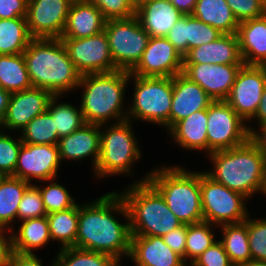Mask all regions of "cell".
Here are the masks:
<instances>
[{"instance_id":"2","label":"cell","mask_w":266,"mask_h":266,"mask_svg":"<svg viewBox=\"0 0 266 266\" xmlns=\"http://www.w3.org/2000/svg\"><path fill=\"white\" fill-rule=\"evenodd\" d=\"M213 170L205 171L214 181L248 199L255 193L266 197V157L249 138L234 148L208 155Z\"/></svg>"},{"instance_id":"20","label":"cell","mask_w":266,"mask_h":266,"mask_svg":"<svg viewBox=\"0 0 266 266\" xmlns=\"http://www.w3.org/2000/svg\"><path fill=\"white\" fill-rule=\"evenodd\" d=\"M105 125L85 123L71 134L61 137L57 144L60 160L77 162L90 157L92 168L95 169L100 154V130Z\"/></svg>"},{"instance_id":"55","label":"cell","mask_w":266,"mask_h":266,"mask_svg":"<svg viewBox=\"0 0 266 266\" xmlns=\"http://www.w3.org/2000/svg\"><path fill=\"white\" fill-rule=\"evenodd\" d=\"M239 266H266V261L250 260V261L243 263Z\"/></svg>"},{"instance_id":"47","label":"cell","mask_w":266,"mask_h":266,"mask_svg":"<svg viewBox=\"0 0 266 266\" xmlns=\"http://www.w3.org/2000/svg\"><path fill=\"white\" fill-rule=\"evenodd\" d=\"M166 243L175 253L180 255L185 262V247L187 238V224L173 229L171 232L162 236Z\"/></svg>"},{"instance_id":"7","label":"cell","mask_w":266,"mask_h":266,"mask_svg":"<svg viewBox=\"0 0 266 266\" xmlns=\"http://www.w3.org/2000/svg\"><path fill=\"white\" fill-rule=\"evenodd\" d=\"M100 130V154L94 176L99 178L130 174L133 163L140 160L142 153L132 131V121L114 122ZM108 127V128H107Z\"/></svg>"},{"instance_id":"1","label":"cell","mask_w":266,"mask_h":266,"mask_svg":"<svg viewBox=\"0 0 266 266\" xmlns=\"http://www.w3.org/2000/svg\"><path fill=\"white\" fill-rule=\"evenodd\" d=\"M127 222L121 223L115 213ZM130 219L119 192H109L94 201L79 204L78 233L75 248L108 254L120 263L131 250Z\"/></svg>"},{"instance_id":"10","label":"cell","mask_w":266,"mask_h":266,"mask_svg":"<svg viewBox=\"0 0 266 266\" xmlns=\"http://www.w3.org/2000/svg\"><path fill=\"white\" fill-rule=\"evenodd\" d=\"M107 35L114 65L118 70L131 71L140 61L150 35L136 15L126 19L106 20Z\"/></svg>"},{"instance_id":"42","label":"cell","mask_w":266,"mask_h":266,"mask_svg":"<svg viewBox=\"0 0 266 266\" xmlns=\"http://www.w3.org/2000/svg\"><path fill=\"white\" fill-rule=\"evenodd\" d=\"M22 145L21 137H11L3 129H0V171L13 175L17 164V158Z\"/></svg>"},{"instance_id":"26","label":"cell","mask_w":266,"mask_h":266,"mask_svg":"<svg viewBox=\"0 0 266 266\" xmlns=\"http://www.w3.org/2000/svg\"><path fill=\"white\" fill-rule=\"evenodd\" d=\"M207 122V109L199 110L177 122L168 133L180 148L190 151L205 150L206 152Z\"/></svg>"},{"instance_id":"24","label":"cell","mask_w":266,"mask_h":266,"mask_svg":"<svg viewBox=\"0 0 266 266\" xmlns=\"http://www.w3.org/2000/svg\"><path fill=\"white\" fill-rule=\"evenodd\" d=\"M237 36L244 65L266 66V14L240 22Z\"/></svg>"},{"instance_id":"36","label":"cell","mask_w":266,"mask_h":266,"mask_svg":"<svg viewBox=\"0 0 266 266\" xmlns=\"http://www.w3.org/2000/svg\"><path fill=\"white\" fill-rule=\"evenodd\" d=\"M216 225L202 221L187 225V238L185 247V264L189 266L216 240L213 233ZM215 234V235H214ZM190 261L187 263V260Z\"/></svg>"},{"instance_id":"40","label":"cell","mask_w":266,"mask_h":266,"mask_svg":"<svg viewBox=\"0 0 266 266\" xmlns=\"http://www.w3.org/2000/svg\"><path fill=\"white\" fill-rule=\"evenodd\" d=\"M47 212L44 208L42 195L37 185L30 184L24 191L17 212V219L24 221L32 218L44 217Z\"/></svg>"},{"instance_id":"58","label":"cell","mask_w":266,"mask_h":266,"mask_svg":"<svg viewBox=\"0 0 266 266\" xmlns=\"http://www.w3.org/2000/svg\"><path fill=\"white\" fill-rule=\"evenodd\" d=\"M136 4L139 2V1H141V0H133Z\"/></svg>"},{"instance_id":"41","label":"cell","mask_w":266,"mask_h":266,"mask_svg":"<svg viewBox=\"0 0 266 266\" xmlns=\"http://www.w3.org/2000/svg\"><path fill=\"white\" fill-rule=\"evenodd\" d=\"M247 218L249 249L252 260L266 261V218Z\"/></svg>"},{"instance_id":"46","label":"cell","mask_w":266,"mask_h":266,"mask_svg":"<svg viewBox=\"0 0 266 266\" xmlns=\"http://www.w3.org/2000/svg\"><path fill=\"white\" fill-rule=\"evenodd\" d=\"M184 57L187 54L186 15H183L165 36Z\"/></svg>"},{"instance_id":"13","label":"cell","mask_w":266,"mask_h":266,"mask_svg":"<svg viewBox=\"0 0 266 266\" xmlns=\"http://www.w3.org/2000/svg\"><path fill=\"white\" fill-rule=\"evenodd\" d=\"M266 86V66L243 65L225 100L245 121L254 118Z\"/></svg>"},{"instance_id":"49","label":"cell","mask_w":266,"mask_h":266,"mask_svg":"<svg viewBox=\"0 0 266 266\" xmlns=\"http://www.w3.org/2000/svg\"><path fill=\"white\" fill-rule=\"evenodd\" d=\"M9 233L7 237L6 233ZM14 253L11 231L0 228V266H8Z\"/></svg>"},{"instance_id":"18","label":"cell","mask_w":266,"mask_h":266,"mask_svg":"<svg viewBox=\"0 0 266 266\" xmlns=\"http://www.w3.org/2000/svg\"><path fill=\"white\" fill-rule=\"evenodd\" d=\"M244 64H183L182 73L201 86L213 101L226 100Z\"/></svg>"},{"instance_id":"17","label":"cell","mask_w":266,"mask_h":266,"mask_svg":"<svg viewBox=\"0 0 266 266\" xmlns=\"http://www.w3.org/2000/svg\"><path fill=\"white\" fill-rule=\"evenodd\" d=\"M53 96L50 91L37 87L12 93L0 129L22 131L37 115L47 111Z\"/></svg>"},{"instance_id":"35","label":"cell","mask_w":266,"mask_h":266,"mask_svg":"<svg viewBox=\"0 0 266 266\" xmlns=\"http://www.w3.org/2000/svg\"><path fill=\"white\" fill-rule=\"evenodd\" d=\"M54 260L56 266H118L120 263L108 254L75 247L60 249Z\"/></svg>"},{"instance_id":"21","label":"cell","mask_w":266,"mask_h":266,"mask_svg":"<svg viewBox=\"0 0 266 266\" xmlns=\"http://www.w3.org/2000/svg\"><path fill=\"white\" fill-rule=\"evenodd\" d=\"M129 258L136 266H188L160 236H132Z\"/></svg>"},{"instance_id":"28","label":"cell","mask_w":266,"mask_h":266,"mask_svg":"<svg viewBox=\"0 0 266 266\" xmlns=\"http://www.w3.org/2000/svg\"><path fill=\"white\" fill-rule=\"evenodd\" d=\"M18 231L11 230L14 252L31 253L50 242L47 217H38L21 221Z\"/></svg>"},{"instance_id":"57","label":"cell","mask_w":266,"mask_h":266,"mask_svg":"<svg viewBox=\"0 0 266 266\" xmlns=\"http://www.w3.org/2000/svg\"><path fill=\"white\" fill-rule=\"evenodd\" d=\"M72 3L74 2H88V0H70Z\"/></svg>"},{"instance_id":"29","label":"cell","mask_w":266,"mask_h":266,"mask_svg":"<svg viewBox=\"0 0 266 266\" xmlns=\"http://www.w3.org/2000/svg\"><path fill=\"white\" fill-rule=\"evenodd\" d=\"M29 182L8 175L0 185V228L12 230L10 227L17 220V212L24 191Z\"/></svg>"},{"instance_id":"16","label":"cell","mask_w":266,"mask_h":266,"mask_svg":"<svg viewBox=\"0 0 266 266\" xmlns=\"http://www.w3.org/2000/svg\"><path fill=\"white\" fill-rule=\"evenodd\" d=\"M70 0H28L26 22L33 38H61Z\"/></svg>"},{"instance_id":"31","label":"cell","mask_w":266,"mask_h":266,"mask_svg":"<svg viewBox=\"0 0 266 266\" xmlns=\"http://www.w3.org/2000/svg\"><path fill=\"white\" fill-rule=\"evenodd\" d=\"M0 87L11 93L33 87L23 53L0 55Z\"/></svg>"},{"instance_id":"23","label":"cell","mask_w":266,"mask_h":266,"mask_svg":"<svg viewBox=\"0 0 266 266\" xmlns=\"http://www.w3.org/2000/svg\"><path fill=\"white\" fill-rule=\"evenodd\" d=\"M182 14L168 0H141L136 16L150 37H165Z\"/></svg>"},{"instance_id":"32","label":"cell","mask_w":266,"mask_h":266,"mask_svg":"<svg viewBox=\"0 0 266 266\" xmlns=\"http://www.w3.org/2000/svg\"><path fill=\"white\" fill-rule=\"evenodd\" d=\"M32 39L26 18L0 19V55L21 54Z\"/></svg>"},{"instance_id":"11","label":"cell","mask_w":266,"mask_h":266,"mask_svg":"<svg viewBox=\"0 0 266 266\" xmlns=\"http://www.w3.org/2000/svg\"><path fill=\"white\" fill-rule=\"evenodd\" d=\"M207 115V155L234 148L250 138L249 124L225 100L213 101Z\"/></svg>"},{"instance_id":"4","label":"cell","mask_w":266,"mask_h":266,"mask_svg":"<svg viewBox=\"0 0 266 266\" xmlns=\"http://www.w3.org/2000/svg\"><path fill=\"white\" fill-rule=\"evenodd\" d=\"M128 81L130 73L124 70L81 75L77 89H83L79 105L85 122L102 125L127 120L123 101Z\"/></svg>"},{"instance_id":"33","label":"cell","mask_w":266,"mask_h":266,"mask_svg":"<svg viewBox=\"0 0 266 266\" xmlns=\"http://www.w3.org/2000/svg\"><path fill=\"white\" fill-rule=\"evenodd\" d=\"M222 238L219 240L226 251L231 263L239 266L252 260L248 232L247 219L238 224H224L220 226Z\"/></svg>"},{"instance_id":"45","label":"cell","mask_w":266,"mask_h":266,"mask_svg":"<svg viewBox=\"0 0 266 266\" xmlns=\"http://www.w3.org/2000/svg\"><path fill=\"white\" fill-rule=\"evenodd\" d=\"M190 266H234L223 244L216 240Z\"/></svg>"},{"instance_id":"9","label":"cell","mask_w":266,"mask_h":266,"mask_svg":"<svg viewBox=\"0 0 266 266\" xmlns=\"http://www.w3.org/2000/svg\"><path fill=\"white\" fill-rule=\"evenodd\" d=\"M201 204L204 221L217 225L244 222L249 212L247 197L214 181L205 172H200Z\"/></svg>"},{"instance_id":"6","label":"cell","mask_w":266,"mask_h":266,"mask_svg":"<svg viewBox=\"0 0 266 266\" xmlns=\"http://www.w3.org/2000/svg\"><path fill=\"white\" fill-rule=\"evenodd\" d=\"M147 181L161 194L168 208L183 224L204 221L200 172L182 166L161 165L149 171Z\"/></svg>"},{"instance_id":"30","label":"cell","mask_w":266,"mask_h":266,"mask_svg":"<svg viewBox=\"0 0 266 266\" xmlns=\"http://www.w3.org/2000/svg\"><path fill=\"white\" fill-rule=\"evenodd\" d=\"M51 240L60 242V248L74 247L78 233L79 205L46 215Z\"/></svg>"},{"instance_id":"50","label":"cell","mask_w":266,"mask_h":266,"mask_svg":"<svg viewBox=\"0 0 266 266\" xmlns=\"http://www.w3.org/2000/svg\"><path fill=\"white\" fill-rule=\"evenodd\" d=\"M42 258L39 259L36 254L14 252L8 266H43ZM50 266H56L55 261Z\"/></svg>"},{"instance_id":"39","label":"cell","mask_w":266,"mask_h":266,"mask_svg":"<svg viewBox=\"0 0 266 266\" xmlns=\"http://www.w3.org/2000/svg\"><path fill=\"white\" fill-rule=\"evenodd\" d=\"M187 53L190 49L217 40L223 35L218 29L213 28L192 14L186 15Z\"/></svg>"},{"instance_id":"43","label":"cell","mask_w":266,"mask_h":266,"mask_svg":"<svg viewBox=\"0 0 266 266\" xmlns=\"http://www.w3.org/2000/svg\"><path fill=\"white\" fill-rule=\"evenodd\" d=\"M94 4L106 20L126 19L136 15V3L133 0H88Z\"/></svg>"},{"instance_id":"3","label":"cell","mask_w":266,"mask_h":266,"mask_svg":"<svg viewBox=\"0 0 266 266\" xmlns=\"http://www.w3.org/2000/svg\"><path fill=\"white\" fill-rule=\"evenodd\" d=\"M33 87L64 95L75 91L81 74L60 38H33L23 52Z\"/></svg>"},{"instance_id":"27","label":"cell","mask_w":266,"mask_h":266,"mask_svg":"<svg viewBox=\"0 0 266 266\" xmlns=\"http://www.w3.org/2000/svg\"><path fill=\"white\" fill-rule=\"evenodd\" d=\"M192 15L222 34H237V21L226 0H197Z\"/></svg>"},{"instance_id":"14","label":"cell","mask_w":266,"mask_h":266,"mask_svg":"<svg viewBox=\"0 0 266 266\" xmlns=\"http://www.w3.org/2000/svg\"><path fill=\"white\" fill-rule=\"evenodd\" d=\"M60 164L58 145L22 143L12 176L30 184L33 183V179L47 183L51 179L56 180Z\"/></svg>"},{"instance_id":"53","label":"cell","mask_w":266,"mask_h":266,"mask_svg":"<svg viewBox=\"0 0 266 266\" xmlns=\"http://www.w3.org/2000/svg\"><path fill=\"white\" fill-rule=\"evenodd\" d=\"M253 119L259 121L258 125H262L266 123V86L264 88L261 101L259 103L258 109Z\"/></svg>"},{"instance_id":"12","label":"cell","mask_w":266,"mask_h":266,"mask_svg":"<svg viewBox=\"0 0 266 266\" xmlns=\"http://www.w3.org/2000/svg\"><path fill=\"white\" fill-rule=\"evenodd\" d=\"M60 39L81 75L110 73L118 70L112 60L108 38L104 31L87 38Z\"/></svg>"},{"instance_id":"44","label":"cell","mask_w":266,"mask_h":266,"mask_svg":"<svg viewBox=\"0 0 266 266\" xmlns=\"http://www.w3.org/2000/svg\"><path fill=\"white\" fill-rule=\"evenodd\" d=\"M226 2L239 23L266 14V4L261 0H226Z\"/></svg>"},{"instance_id":"15","label":"cell","mask_w":266,"mask_h":266,"mask_svg":"<svg viewBox=\"0 0 266 266\" xmlns=\"http://www.w3.org/2000/svg\"><path fill=\"white\" fill-rule=\"evenodd\" d=\"M183 71V56L166 37H150L138 64L129 72L143 77H174Z\"/></svg>"},{"instance_id":"22","label":"cell","mask_w":266,"mask_h":266,"mask_svg":"<svg viewBox=\"0 0 266 266\" xmlns=\"http://www.w3.org/2000/svg\"><path fill=\"white\" fill-rule=\"evenodd\" d=\"M244 64L237 34H223L217 40L190 49L183 64Z\"/></svg>"},{"instance_id":"56","label":"cell","mask_w":266,"mask_h":266,"mask_svg":"<svg viewBox=\"0 0 266 266\" xmlns=\"http://www.w3.org/2000/svg\"><path fill=\"white\" fill-rule=\"evenodd\" d=\"M6 176L7 175L5 173H3L2 171H0V185L3 182V180L6 178Z\"/></svg>"},{"instance_id":"37","label":"cell","mask_w":266,"mask_h":266,"mask_svg":"<svg viewBox=\"0 0 266 266\" xmlns=\"http://www.w3.org/2000/svg\"><path fill=\"white\" fill-rule=\"evenodd\" d=\"M20 134L22 143L57 145L59 138L52 116L46 111L37 115Z\"/></svg>"},{"instance_id":"54","label":"cell","mask_w":266,"mask_h":266,"mask_svg":"<svg viewBox=\"0 0 266 266\" xmlns=\"http://www.w3.org/2000/svg\"><path fill=\"white\" fill-rule=\"evenodd\" d=\"M12 93L0 87V125L5 116Z\"/></svg>"},{"instance_id":"25","label":"cell","mask_w":266,"mask_h":266,"mask_svg":"<svg viewBox=\"0 0 266 266\" xmlns=\"http://www.w3.org/2000/svg\"><path fill=\"white\" fill-rule=\"evenodd\" d=\"M106 19L90 2L71 4L61 38H87L104 31Z\"/></svg>"},{"instance_id":"19","label":"cell","mask_w":266,"mask_h":266,"mask_svg":"<svg viewBox=\"0 0 266 266\" xmlns=\"http://www.w3.org/2000/svg\"><path fill=\"white\" fill-rule=\"evenodd\" d=\"M173 97L170 111V129L196 111L209 107L213 100L197 83L182 72L172 77Z\"/></svg>"},{"instance_id":"5","label":"cell","mask_w":266,"mask_h":266,"mask_svg":"<svg viewBox=\"0 0 266 266\" xmlns=\"http://www.w3.org/2000/svg\"><path fill=\"white\" fill-rule=\"evenodd\" d=\"M149 173L123 192L132 236H160L183 223L168 208L161 194L147 181Z\"/></svg>"},{"instance_id":"38","label":"cell","mask_w":266,"mask_h":266,"mask_svg":"<svg viewBox=\"0 0 266 266\" xmlns=\"http://www.w3.org/2000/svg\"><path fill=\"white\" fill-rule=\"evenodd\" d=\"M49 180V185L43 187L37 186L42 195L44 208L47 214L57 211H63L73 207L76 200L71 196L65 186Z\"/></svg>"},{"instance_id":"8","label":"cell","mask_w":266,"mask_h":266,"mask_svg":"<svg viewBox=\"0 0 266 266\" xmlns=\"http://www.w3.org/2000/svg\"><path fill=\"white\" fill-rule=\"evenodd\" d=\"M132 80L134 98L133 105L127 108V120L132 121L135 118L139 121H148L166 127L169 131L173 97L172 78L130 74V81Z\"/></svg>"},{"instance_id":"34","label":"cell","mask_w":266,"mask_h":266,"mask_svg":"<svg viewBox=\"0 0 266 266\" xmlns=\"http://www.w3.org/2000/svg\"><path fill=\"white\" fill-rule=\"evenodd\" d=\"M61 97L63 98L62 95H54L47 108V112L54 121L59 139L71 134L86 123L81 108L78 109L67 102L59 103L58 99Z\"/></svg>"},{"instance_id":"51","label":"cell","mask_w":266,"mask_h":266,"mask_svg":"<svg viewBox=\"0 0 266 266\" xmlns=\"http://www.w3.org/2000/svg\"><path fill=\"white\" fill-rule=\"evenodd\" d=\"M248 131L250 133V139L257 145L258 149L266 157V123L259 126L260 132L252 126L248 127Z\"/></svg>"},{"instance_id":"52","label":"cell","mask_w":266,"mask_h":266,"mask_svg":"<svg viewBox=\"0 0 266 266\" xmlns=\"http://www.w3.org/2000/svg\"><path fill=\"white\" fill-rule=\"evenodd\" d=\"M170 1L182 14H192L197 0H168Z\"/></svg>"},{"instance_id":"48","label":"cell","mask_w":266,"mask_h":266,"mask_svg":"<svg viewBox=\"0 0 266 266\" xmlns=\"http://www.w3.org/2000/svg\"><path fill=\"white\" fill-rule=\"evenodd\" d=\"M28 0H0V19L26 18Z\"/></svg>"}]
</instances>
